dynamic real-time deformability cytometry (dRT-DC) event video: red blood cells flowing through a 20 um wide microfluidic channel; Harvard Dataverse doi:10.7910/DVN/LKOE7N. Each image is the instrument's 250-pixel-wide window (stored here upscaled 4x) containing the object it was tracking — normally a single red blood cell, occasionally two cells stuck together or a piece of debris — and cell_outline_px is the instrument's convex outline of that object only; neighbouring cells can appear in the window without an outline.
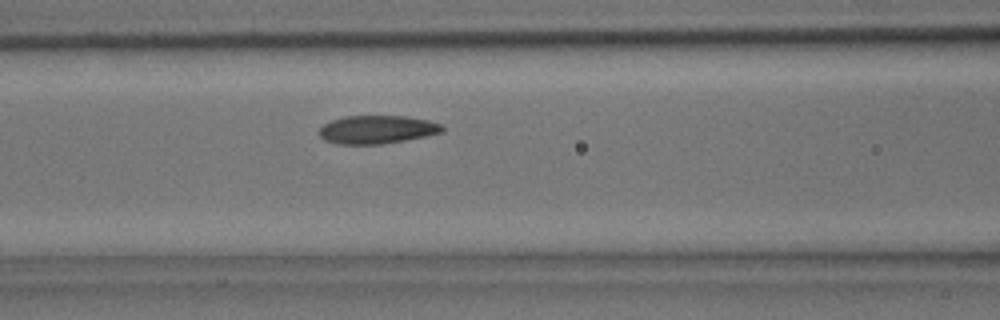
{"species": "common noctule bat (a hibernating species)", "species_latin": "Nyctalus noctula", "temperature_condition": "room temperature", "stored_images_in_passage": 26, "camera_frame_rate_fps": 3000, "um_per_image_px": 0.085, "animal": {"sex": "male", "body_mass_g": 15.6}, "frame": {"image": 1, "passage_image": 5, "time_ms": 1.333, "image_size_px": [1000, 320], "cell_outline_px": [[444, 132], [404, 140], [380, 144], [336, 144], [324, 140], [320, 136], [320, 128], [324, 124], [332, 120], [344, 116], [404, 116], [428, 120], [444, 124]], "centroid_in_image_um": [32.06, 11.01], "position_along_channel_um": 134.5, "area_um2": 20.23}}
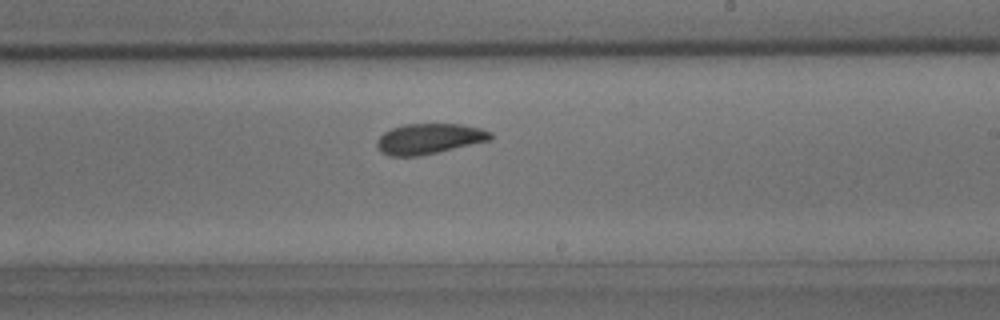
{"frame": {"image": 2, "passage_image": 12, "time_ms": 3.667, "image_size_px": [1000, 320], "cell_outline_px": [[492, 140], [420, 156], [388, 156], [380, 152], [376, 148], [376, 140], [384, 132], [392, 128], [404, 124], [460, 124], [480, 128], [492, 132]], "centroid_in_image_um": [36.46, 11.8], "position_along_channel_um": 252.5, "area_um2": 20.35}}